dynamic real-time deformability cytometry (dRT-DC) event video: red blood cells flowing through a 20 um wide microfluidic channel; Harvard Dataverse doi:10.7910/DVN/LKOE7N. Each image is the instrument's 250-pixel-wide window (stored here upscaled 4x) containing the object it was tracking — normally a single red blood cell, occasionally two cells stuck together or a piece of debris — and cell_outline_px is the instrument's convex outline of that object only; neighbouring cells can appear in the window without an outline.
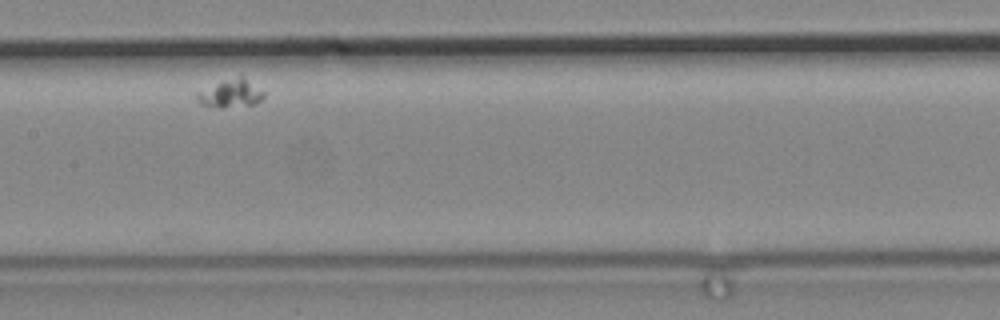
{"species": "common noctule bat (a hibernating species)", "species_latin": "Nyctalus noctula", "temperature_condition": "cold", "stored_images_in_passage": 6, "camera_frame_rate_fps": 3000, "um_per_image_px": 0.085, "animal": {"sex": "male", "body_mass_g": 19.2, "forearm_length_mm": 51.8}, "frame": {"image": 1, "passage_image": 5, "time_ms": 1.333, "image_size_px": [1000, 320], "cell_outline_px": [[264, 96], [256, 104], [224, 108], [220, 108], [200, 104], [196, 100], [196, 92], [240, 76], [264, 92]], "centroid_in_image_um": [19.58, 8.01], "position_along_channel_um": 187.8, "area_um2": 10.4}}